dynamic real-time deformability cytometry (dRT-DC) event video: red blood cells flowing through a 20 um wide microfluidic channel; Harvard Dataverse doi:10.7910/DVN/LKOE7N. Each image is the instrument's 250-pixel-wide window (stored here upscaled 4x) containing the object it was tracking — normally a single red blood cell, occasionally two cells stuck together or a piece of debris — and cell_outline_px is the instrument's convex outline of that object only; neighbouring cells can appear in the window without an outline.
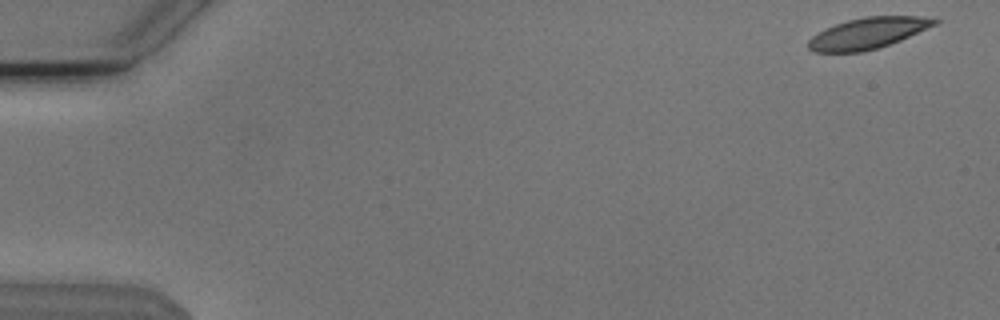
{"species": "Egyptian fruit bat (a non-hibernating species)", "species_latin": "Rousettus aegyptiacus", "temperature_condition": "cold", "stored_images_in_passage": 4, "camera_frame_rate_fps": 3000, "um_per_image_px": 0.085, "animal": {"sex": "male"}, "frame": {"image": 1, "passage_image": 1, "time_ms": 0.0, "image_size_px": [1000, 320], "cell_outline_px": [[940, 20], [936, 24], [900, 40], [864, 52], [812, 52], [808, 48], [808, 40], [812, 36], [824, 28], [848, 20], [864, 16], [920, 16]], "centroid_in_image_um": [73.72, 2.82], "position_along_channel_um": 11.3, "area_um2": 22.72}}